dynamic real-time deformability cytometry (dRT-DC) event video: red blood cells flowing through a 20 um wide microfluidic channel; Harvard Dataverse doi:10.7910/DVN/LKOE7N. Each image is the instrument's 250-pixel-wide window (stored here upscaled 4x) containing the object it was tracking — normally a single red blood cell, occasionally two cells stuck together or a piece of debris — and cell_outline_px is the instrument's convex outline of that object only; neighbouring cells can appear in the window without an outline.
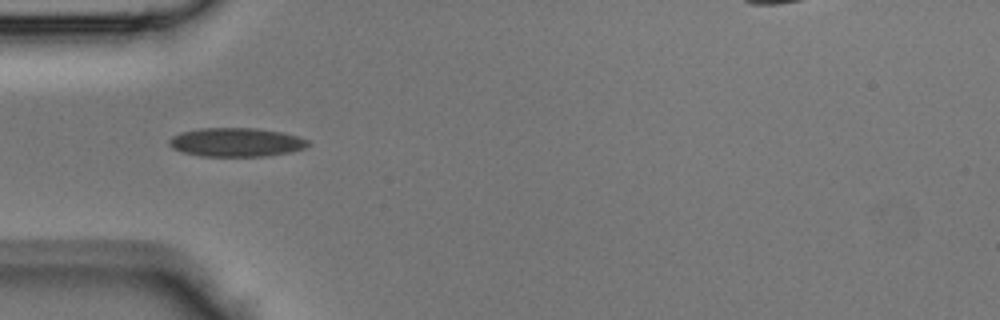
{"species": "Egyptian fruit bat (a non-hibernating species)", "species_latin": "Rousettus aegyptiacus", "temperature_condition": "room temperature", "stored_images_in_passage": 43, "camera_frame_rate_fps": 3000, "um_per_image_px": 0.085, "animal": {"sex": "male"}, "frame": {"image": 1, "passage_image": 12, "time_ms": 3.667, "image_size_px": [1000, 320], "cell_outline_px": [[312, 144], [304, 148], [292, 152], [264, 156], [200, 156], [184, 152], [172, 148], [168, 144], [168, 140], [172, 136], [180, 132], [200, 128], [256, 128], [280, 132], [296, 136], [308, 140]], "centroid_in_image_um": [20.06, 12.09], "position_along_channel_um": 64.9, "area_um2": 23.35}}
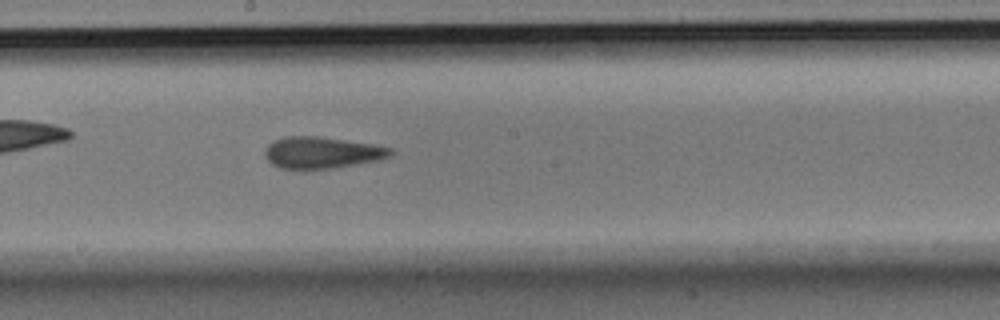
{"frame": {"image": 2, "passage_image": 22, "time_ms": 7.0, "image_size_px": [1000, 320], "cell_outline_px": [[392, 156], [380, 160], [332, 168], [280, 168], [272, 164], [264, 156], [264, 152], [268, 144], [272, 140], [284, 136], [316, 136], [372, 144], [392, 148]], "centroid_in_image_um": [27.34, 12.96], "position_along_channel_um": 220.9, "area_um2": 23.0}}
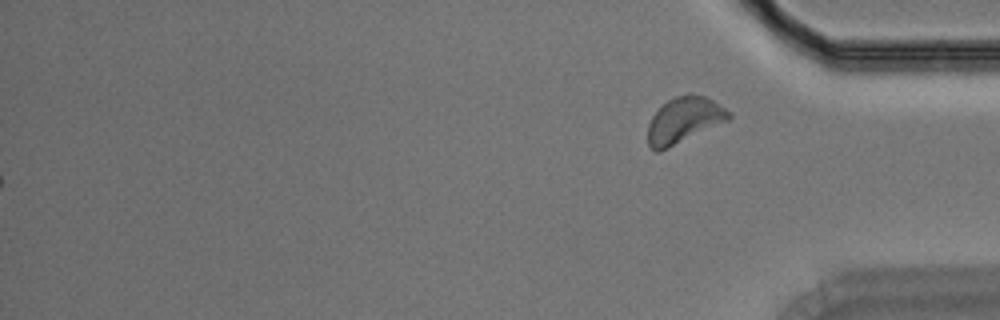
{"frame": {"image": 3, "passage_image": 43, "time_ms": 14.0, "image_size_px": [1000, 320], "cell_outline_px": [[732, 116], [728, 120], [660, 152], [656, 152], [648, 144], [648, 124], [652, 116], [668, 100], [676, 96], [688, 92], [704, 96], [712, 100], [732, 112]], "centroid_in_image_um": [58.14, 10.2], "position_along_channel_um": 377.1, "area_um2": 21.56}}